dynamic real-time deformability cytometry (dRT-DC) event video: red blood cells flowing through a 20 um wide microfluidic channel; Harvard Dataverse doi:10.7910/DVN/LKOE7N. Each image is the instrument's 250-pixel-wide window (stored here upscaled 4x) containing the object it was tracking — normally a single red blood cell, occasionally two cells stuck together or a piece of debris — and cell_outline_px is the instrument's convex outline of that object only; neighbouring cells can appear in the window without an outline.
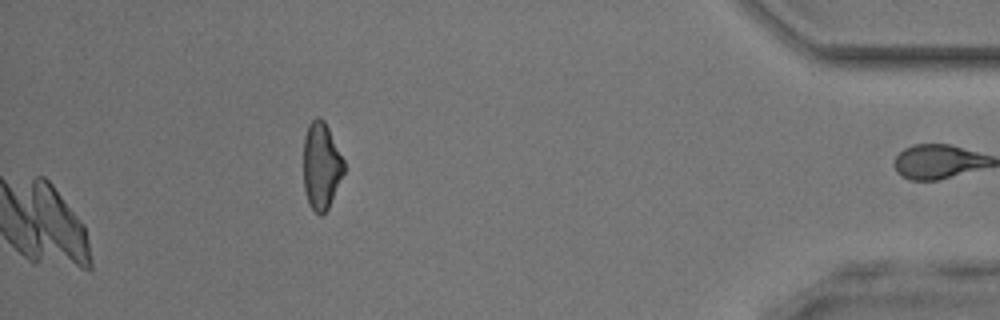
{"species": "common noctule bat (a hibernating species)", "species_latin": "Nyctalus noctula", "temperature_condition": "room temperature", "stored_images_in_passage": 45, "camera_frame_rate_fps": 3000, "um_per_image_px": 0.085, "animal": {"sex": "male", "body_mass_g": 17.9, "forearm_length_mm": 54.2}, "frame": {"image": 1, "passage_image": 45, "time_ms": 14.667, "image_size_px": [1000, 320], "cell_outline_px": [[344, 172], [328, 208], [320, 216], [308, 204], [304, 188], [304, 136], [308, 124], [316, 116], [320, 116], [324, 120], [344, 160]], "centroid_in_image_um": [27.29, 14.07], "position_along_channel_um": 407.9, "area_um2": 20.4}}